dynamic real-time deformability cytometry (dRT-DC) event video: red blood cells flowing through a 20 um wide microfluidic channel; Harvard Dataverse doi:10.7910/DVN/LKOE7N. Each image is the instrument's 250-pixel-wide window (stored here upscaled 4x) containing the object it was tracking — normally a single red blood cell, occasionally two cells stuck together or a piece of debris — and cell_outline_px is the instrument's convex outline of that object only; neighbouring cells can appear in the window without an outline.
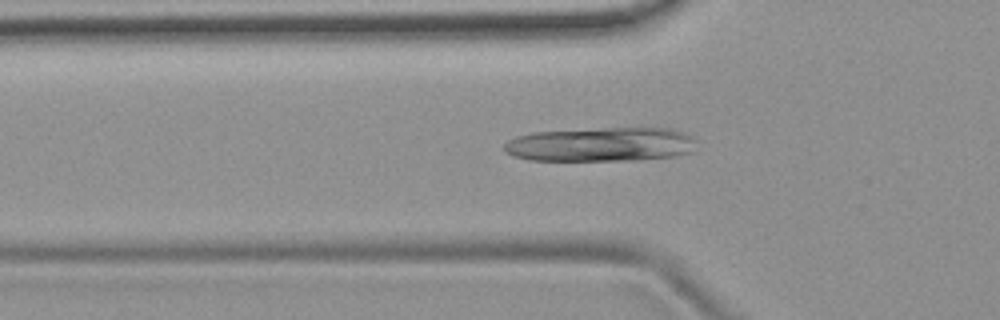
{"species": "common noctule bat (a hibernating species)", "species_latin": "Nyctalus noctula", "temperature_condition": "room temperature", "stored_images_in_passage": 51, "camera_frame_rate_fps": 3000, "um_per_image_px": 0.085, "animal": {"sex": "female", "body_mass_g": 19.9}, "frame": {"image": 1, "passage_image": 16, "time_ms": 5.0, "image_size_px": [1000, 320], "cell_outline_px": [[692, 152], [676, 156], [636, 160], [528, 160], [512, 156], [504, 152], [504, 144], [508, 140], [516, 136], [532, 132], [604, 128], [672, 128], [688, 132], [692, 136]], "centroid_in_image_um": [51.05, 12.27], "position_along_channel_um": 74.8, "area_um2": 38.49}}
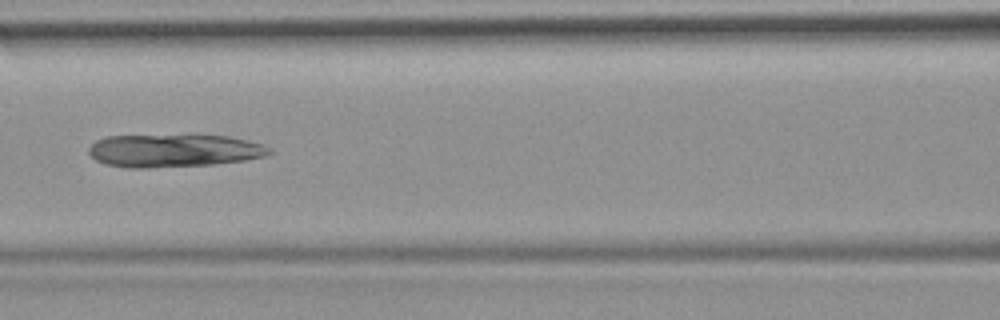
{"frame": {"image": 2, "passage_image": 22, "time_ms": 7.0, "image_size_px": [1000, 320], "cell_outline_px": [[272, 152], [264, 156], [244, 160], [212, 164], [148, 168], [128, 168], [104, 164], [96, 160], [88, 152], [88, 148], [96, 140], [108, 136], [228, 136], [248, 140], [264, 144], [272, 148]], "centroid_in_image_um": [14.77, 12.81], "position_along_channel_um": 151.8, "area_um2": 34.39}}
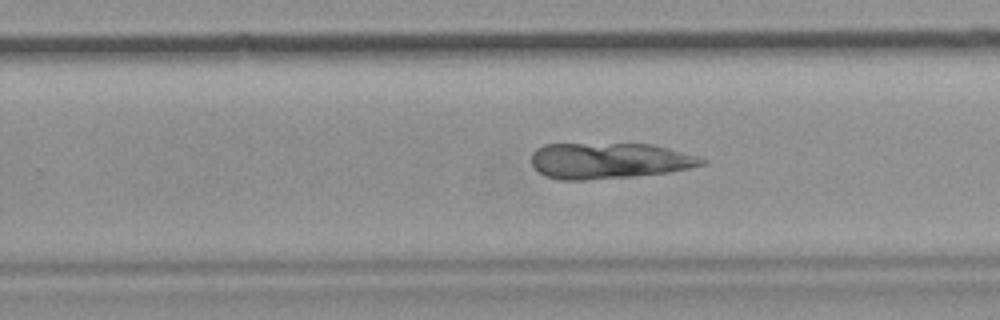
{"frame": {"image": 3, "passage_image": 32, "time_ms": 10.333, "image_size_px": [1000, 320], "cell_outline_px": [[708, 160], [704, 164], [688, 168], [668, 172], [636, 176], [588, 180], [560, 180], [544, 176], [532, 164], [532, 152], [536, 148], [544, 144], [652, 144], [668, 148], [696, 156]], "centroid_in_image_um": [51.74, 13.66], "position_along_channel_um": 278.1, "area_um2": 35.66}}